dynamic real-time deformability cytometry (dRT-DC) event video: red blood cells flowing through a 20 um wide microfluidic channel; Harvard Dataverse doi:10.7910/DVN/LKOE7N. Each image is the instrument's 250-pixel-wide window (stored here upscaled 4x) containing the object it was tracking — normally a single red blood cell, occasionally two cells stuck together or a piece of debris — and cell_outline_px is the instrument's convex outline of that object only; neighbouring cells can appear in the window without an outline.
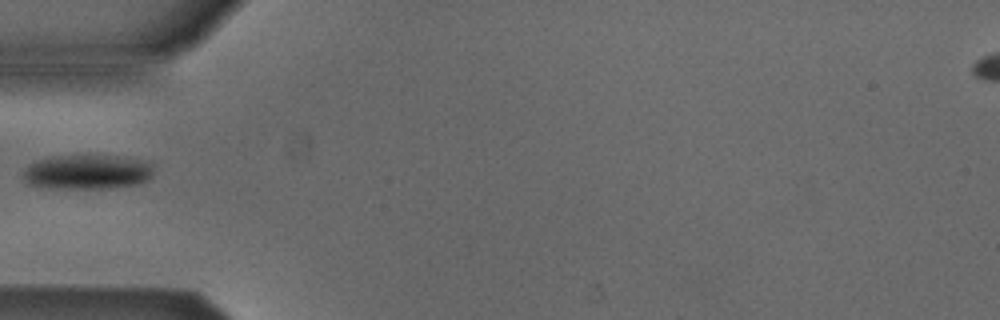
{"species": "Egyptian fruit bat (a non-hibernating species)", "species_latin": "Rousettus aegyptiacus", "temperature_condition": "cold", "stored_images_in_passage": 5, "camera_frame_rate_fps": 3000, "um_per_image_px": 0.085, "animal": {"sex": "male"}, "frame": {"image": 1, "passage_image": 5, "time_ms": 1.333, "image_size_px": [1000, 320], "cell_outline_px": [[152, 176], [148, 180], [136, 184], [108, 188], [48, 188], [28, 184], [24, 180], [24, 172], [28, 164], [48, 156], [88, 152], [124, 156], [148, 160], [152, 164]], "centroid_in_image_um": [7.44, 14.55], "position_along_channel_um": 77.6, "area_um2": 27.57}}